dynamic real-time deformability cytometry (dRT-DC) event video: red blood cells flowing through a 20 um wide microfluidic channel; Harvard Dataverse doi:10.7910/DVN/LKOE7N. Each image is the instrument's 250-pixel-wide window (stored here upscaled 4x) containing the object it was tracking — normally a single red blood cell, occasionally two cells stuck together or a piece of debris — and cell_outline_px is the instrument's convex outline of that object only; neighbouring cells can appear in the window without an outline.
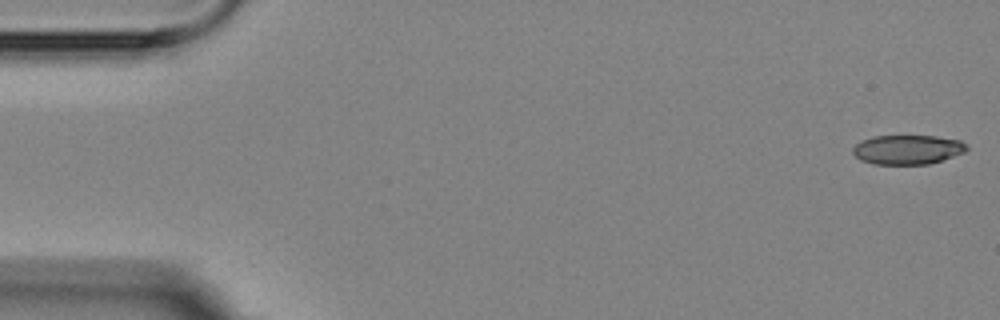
{"species": "Egyptian fruit bat (a non-hibernating species)", "species_latin": "Rousettus aegyptiacus", "temperature_condition": "room temperature", "stored_images_in_passage": 4, "camera_frame_rate_fps": 3000, "um_per_image_px": 0.085, "animal": {"sex": "female"}, "frame": {"image": 1, "passage_image": 1, "time_ms": 0.0, "image_size_px": [1000, 320], "cell_outline_px": [[968, 148], [964, 152], [928, 164], [872, 164], [860, 160], [852, 152], [852, 148], [860, 140], [872, 136], [936, 136], [960, 140]], "centroid_in_image_um": [77.08, 12.71], "position_along_channel_um": 7.9, "area_um2": 19.42}}